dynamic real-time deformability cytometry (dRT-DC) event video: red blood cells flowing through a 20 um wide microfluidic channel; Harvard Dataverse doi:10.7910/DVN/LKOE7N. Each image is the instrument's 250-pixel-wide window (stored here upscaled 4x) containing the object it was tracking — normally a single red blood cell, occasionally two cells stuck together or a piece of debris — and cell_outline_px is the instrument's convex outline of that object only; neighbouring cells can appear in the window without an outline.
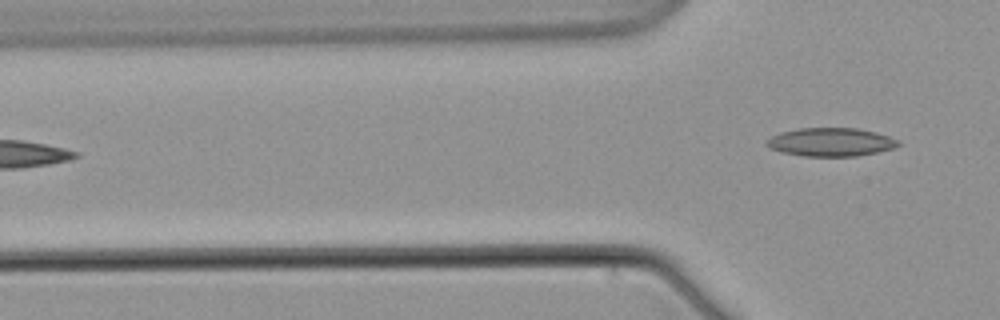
{"species": "common noctule bat (a hibernating species)", "species_latin": "Nyctalus noctula", "temperature_condition": "warm", "stored_images_in_passage": 4, "segment_of_instrument_passage": [2, 2], "camera_frame_rate_fps": 3000, "um_per_image_px": 0.085, "animal": {"sex": "male", "body_mass_g": 21.5, "forearm_length_mm": 52.0}, "frame": {"image": 1, "passage_image": 4, "time_ms": 4.333, "image_size_px": [1000, 320], "cell_outline_px": [[900, 144], [896, 148], [856, 156], [800, 156], [780, 152], [768, 148], [764, 144], [772, 136], [780, 132], [800, 128], [856, 128], [876, 132], [900, 140]], "centroid_in_image_um": [70.61, 12.08], "position_along_channel_um": 55.2, "area_um2": 21.96}}